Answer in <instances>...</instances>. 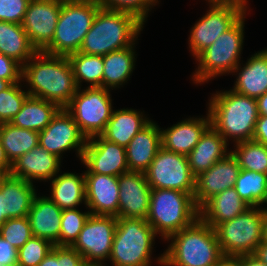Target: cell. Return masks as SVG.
Wrapping results in <instances>:
<instances>
[{
	"label": "cell",
	"instance_id": "42",
	"mask_svg": "<svg viewBox=\"0 0 267 266\" xmlns=\"http://www.w3.org/2000/svg\"><path fill=\"white\" fill-rule=\"evenodd\" d=\"M83 256L70 246H54L38 266H82Z\"/></svg>",
	"mask_w": 267,
	"mask_h": 266
},
{
	"label": "cell",
	"instance_id": "21",
	"mask_svg": "<svg viewBox=\"0 0 267 266\" xmlns=\"http://www.w3.org/2000/svg\"><path fill=\"white\" fill-rule=\"evenodd\" d=\"M161 146V130L150 122L125 147L129 171L144 173Z\"/></svg>",
	"mask_w": 267,
	"mask_h": 266
},
{
	"label": "cell",
	"instance_id": "57",
	"mask_svg": "<svg viewBox=\"0 0 267 266\" xmlns=\"http://www.w3.org/2000/svg\"><path fill=\"white\" fill-rule=\"evenodd\" d=\"M0 266H20L17 262H13V263H10V264H3V265H0Z\"/></svg>",
	"mask_w": 267,
	"mask_h": 266
},
{
	"label": "cell",
	"instance_id": "26",
	"mask_svg": "<svg viewBox=\"0 0 267 266\" xmlns=\"http://www.w3.org/2000/svg\"><path fill=\"white\" fill-rule=\"evenodd\" d=\"M0 190L4 192V213H7V220L28 216L36 195L33 183L9 174L1 179Z\"/></svg>",
	"mask_w": 267,
	"mask_h": 266
},
{
	"label": "cell",
	"instance_id": "24",
	"mask_svg": "<svg viewBox=\"0 0 267 266\" xmlns=\"http://www.w3.org/2000/svg\"><path fill=\"white\" fill-rule=\"evenodd\" d=\"M210 125L209 113L206 119L196 118L184 120L169 129L161 131L162 147L187 156Z\"/></svg>",
	"mask_w": 267,
	"mask_h": 266
},
{
	"label": "cell",
	"instance_id": "49",
	"mask_svg": "<svg viewBox=\"0 0 267 266\" xmlns=\"http://www.w3.org/2000/svg\"><path fill=\"white\" fill-rule=\"evenodd\" d=\"M253 254L267 265V243H261L258 245Z\"/></svg>",
	"mask_w": 267,
	"mask_h": 266
},
{
	"label": "cell",
	"instance_id": "10",
	"mask_svg": "<svg viewBox=\"0 0 267 266\" xmlns=\"http://www.w3.org/2000/svg\"><path fill=\"white\" fill-rule=\"evenodd\" d=\"M77 89L70 103L64 108L79 126L87 139L100 135L112 114L109 90L88 87L83 92Z\"/></svg>",
	"mask_w": 267,
	"mask_h": 266
},
{
	"label": "cell",
	"instance_id": "19",
	"mask_svg": "<svg viewBox=\"0 0 267 266\" xmlns=\"http://www.w3.org/2000/svg\"><path fill=\"white\" fill-rule=\"evenodd\" d=\"M85 204L93 215H111L118 218L119 177L85 173Z\"/></svg>",
	"mask_w": 267,
	"mask_h": 266
},
{
	"label": "cell",
	"instance_id": "45",
	"mask_svg": "<svg viewBox=\"0 0 267 266\" xmlns=\"http://www.w3.org/2000/svg\"><path fill=\"white\" fill-rule=\"evenodd\" d=\"M18 250L0 236V265L17 262Z\"/></svg>",
	"mask_w": 267,
	"mask_h": 266
},
{
	"label": "cell",
	"instance_id": "11",
	"mask_svg": "<svg viewBox=\"0 0 267 266\" xmlns=\"http://www.w3.org/2000/svg\"><path fill=\"white\" fill-rule=\"evenodd\" d=\"M144 174L151 189H173L194 196L196 178L185 155L161 146Z\"/></svg>",
	"mask_w": 267,
	"mask_h": 266
},
{
	"label": "cell",
	"instance_id": "50",
	"mask_svg": "<svg viewBox=\"0 0 267 266\" xmlns=\"http://www.w3.org/2000/svg\"><path fill=\"white\" fill-rule=\"evenodd\" d=\"M259 115L267 116V92L257 99Z\"/></svg>",
	"mask_w": 267,
	"mask_h": 266
},
{
	"label": "cell",
	"instance_id": "16",
	"mask_svg": "<svg viewBox=\"0 0 267 266\" xmlns=\"http://www.w3.org/2000/svg\"><path fill=\"white\" fill-rule=\"evenodd\" d=\"M96 137L97 140H95ZM82 162L88 168L85 173L119 177L129 171L125 147L109 142L100 135L87 140Z\"/></svg>",
	"mask_w": 267,
	"mask_h": 266
},
{
	"label": "cell",
	"instance_id": "34",
	"mask_svg": "<svg viewBox=\"0 0 267 266\" xmlns=\"http://www.w3.org/2000/svg\"><path fill=\"white\" fill-rule=\"evenodd\" d=\"M234 189L250 207L260 206L267 200V174L240 169Z\"/></svg>",
	"mask_w": 267,
	"mask_h": 266
},
{
	"label": "cell",
	"instance_id": "40",
	"mask_svg": "<svg viewBox=\"0 0 267 266\" xmlns=\"http://www.w3.org/2000/svg\"><path fill=\"white\" fill-rule=\"evenodd\" d=\"M0 236L17 250L33 237L27 216L10 218L0 227Z\"/></svg>",
	"mask_w": 267,
	"mask_h": 266
},
{
	"label": "cell",
	"instance_id": "5",
	"mask_svg": "<svg viewBox=\"0 0 267 266\" xmlns=\"http://www.w3.org/2000/svg\"><path fill=\"white\" fill-rule=\"evenodd\" d=\"M199 218V209L190 193L173 189H151L147 222L154 232L167 239Z\"/></svg>",
	"mask_w": 267,
	"mask_h": 266
},
{
	"label": "cell",
	"instance_id": "31",
	"mask_svg": "<svg viewBox=\"0 0 267 266\" xmlns=\"http://www.w3.org/2000/svg\"><path fill=\"white\" fill-rule=\"evenodd\" d=\"M60 209H75L82 200L86 202L85 176L64 173L52 180L50 198Z\"/></svg>",
	"mask_w": 267,
	"mask_h": 266
},
{
	"label": "cell",
	"instance_id": "7",
	"mask_svg": "<svg viewBox=\"0 0 267 266\" xmlns=\"http://www.w3.org/2000/svg\"><path fill=\"white\" fill-rule=\"evenodd\" d=\"M156 233L146 219L117 218L110 259L114 266H149Z\"/></svg>",
	"mask_w": 267,
	"mask_h": 266
},
{
	"label": "cell",
	"instance_id": "20",
	"mask_svg": "<svg viewBox=\"0 0 267 266\" xmlns=\"http://www.w3.org/2000/svg\"><path fill=\"white\" fill-rule=\"evenodd\" d=\"M60 158L37 145L12 163L10 175L32 183V179H52L59 171Z\"/></svg>",
	"mask_w": 267,
	"mask_h": 266
},
{
	"label": "cell",
	"instance_id": "46",
	"mask_svg": "<svg viewBox=\"0 0 267 266\" xmlns=\"http://www.w3.org/2000/svg\"><path fill=\"white\" fill-rule=\"evenodd\" d=\"M252 140L267 147V116L259 115V118L256 121Z\"/></svg>",
	"mask_w": 267,
	"mask_h": 266
},
{
	"label": "cell",
	"instance_id": "48",
	"mask_svg": "<svg viewBox=\"0 0 267 266\" xmlns=\"http://www.w3.org/2000/svg\"><path fill=\"white\" fill-rule=\"evenodd\" d=\"M12 164L9 162L5 150L0 141V171L4 175H9L11 171Z\"/></svg>",
	"mask_w": 267,
	"mask_h": 266
},
{
	"label": "cell",
	"instance_id": "4",
	"mask_svg": "<svg viewBox=\"0 0 267 266\" xmlns=\"http://www.w3.org/2000/svg\"><path fill=\"white\" fill-rule=\"evenodd\" d=\"M209 103L211 125L225 141L230 137L236 143L253 139L259 118L257 99L241 95L233 90L215 94Z\"/></svg>",
	"mask_w": 267,
	"mask_h": 266
},
{
	"label": "cell",
	"instance_id": "13",
	"mask_svg": "<svg viewBox=\"0 0 267 266\" xmlns=\"http://www.w3.org/2000/svg\"><path fill=\"white\" fill-rule=\"evenodd\" d=\"M116 226V216L90 214L71 247L85 262L102 264L101 260L110 258Z\"/></svg>",
	"mask_w": 267,
	"mask_h": 266
},
{
	"label": "cell",
	"instance_id": "59",
	"mask_svg": "<svg viewBox=\"0 0 267 266\" xmlns=\"http://www.w3.org/2000/svg\"><path fill=\"white\" fill-rule=\"evenodd\" d=\"M265 203H267V200H266V202H265ZM263 210H264V212H265V213H267V209H263Z\"/></svg>",
	"mask_w": 267,
	"mask_h": 266
},
{
	"label": "cell",
	"instance_id": "32",
	"mask_svg": "<svg viewBox=\"0 0 267 266\" xmlns=\"http://www.w3.org/2000/svg\"><path fill=\"white\" fill-rule=\"evenodd\" d=\"M0 141L12 164L21 155L39 145V132L19 128L11 123H2L0 125Z\"/></svg>",
	"mask_w": 267,
	"mask_h": 266
},
{
	"label": "cell",
	"instance_id": "51",
	"mask_svg": "<svg viewBox=\"0 0 267 266\" xmlns=\"http://www.w3.org/2000/svg\"><path fill=\"white\" fill-rule=\"evenodd\" d=\"M217 266H242L236 257H224Z\"/></svg>",
	"mask_w": 267,
	"mask_h": 266
},
{
	"label": "cell",
	"instance_id": "25",
	"mask_svg": "<svg viewBox=\"0 0 267 266\" xmlns=\"http://www.w3.org/2000/svg\"><path fill=\"white\" fill-rule=\"evenodd\" d=\"M249 207L234 187H230L209 199L199 209V217L215 228L218 224L237 217Z\"/></svg>",
	"mask_w": 267,
	"mask_h": 266
},
{
	"label": "cell",
	"instance_id": "53",
	"mask_svg": "<svg viewBox=\"0 0 267 266\" xmlns=\"http://www.w3.org/2000/svg\"><path fill=\"white\" fill-rule=\"evenodd\" d=\"M262 243H267V213L264 212Z\"/></svg>",
	"mask_w": 267,
	"mask_h": 266
},
{
	"label": "cell",
	"instance_id": "17",
	"mask_svg": "<svg viewBox=\"0 0 267 266\" xmlns=\"http://www.w3.org/2000/svg\"><path fill=\"white\" fill-rule=\"evenodd\" d=\"M240 166L237 158L228 153L195 179L194 203L200 209L213 196L234 187Z\"/></svg>",
	"mask_w": 267,
	"mask_h": 266
},
{
	"label": "cell",
	"instance_id": "30",
	"mask_svg": "<svg viewBox=\"0 0 267 266\" xmlns=\"http://www.w3.org/2000/svg\"><path fill=\"white\" fill-rule=\"evenodd\" d=\"M36 52L21 24L0 21V53L23 67Z\"/></svg>",
	"mask_w": 267,
	"mask_h": 266
},
{
	"label": "cell",
	"instance_id": "58",
	"mask_svg": "<svg viewBox=\"0 0 267 266\" xmlns=\"http://www.w3.org/2000/svg\"><path fill=\"white\" fill-rule=\"evenodd\" d=\"M5 175L0 171V181Z\"/></svg>",
	"mask_w": 267,
	"mask_h": 266
},
{
	"label": "cell",
	"instance_id": "6",
	"mask_svg": "<svg viewBox=\"0 0 267 266\" xmlns=\"http://www.w3.org/2000/svg\"><path fill=\"white\" fill-rule=\"evenodd\" d=\"M100 8L98 0H62L53 40L43 52L66 57L77 53Z\"/></svg>",
	"mask_w": 267,
	"mask_h": 266
},
{
	"label": "cell",
	"instance_id": "47",
	"mask_svg": "<svg viewBox=\"0 0 267 266\" xmlns=\"http://www.w3.org/2000/svg\"><path fill=\"white\" fill-rule=\"evenodd\" d=\"M242 266H267L261 260H259L254 254L241 255L236 257Z\"/></svg>",
	"mask_w": 267,
	"mask_h": 266
},
{
	"label": "cell",
	"instance_id": "1",
	"mask_svg": "<svg viewBox=\"0 0 267 266\" xmlns=\"http://www.w3.org/2000/svg\"><path fill=\"white\" fill-rule=\"evenodd\" d=\"M29 60L31 62L22 67V78L32 88L27 91L29 96L65 108L78 89L68 57L37 51Z\"/></svg>",
	"mask_w": 267,
	"mask_h": 266
},
{
	"label": "cell",
	"instance_id": "2",
	"mask_svg": "<svg viewBox=\"0 0 267 266\" xmlns=\"http://www.w3.org/2000/svg\"><path fill=\"white\" fill-rule=\"evenodd\" d=\"M168 239L174 240L158 260L165 266H217L224 258L215 229L200 217Z\"/></svg>",
	"mask_w": 267,
	"mask_h": 266
},
{
	"label": "cell",
	"instance_id": "8",
	"mask_svg": "<svg viewBox=\"0 0 267 266\" xmlns=\"http://www.w3.org/2000/svg\"><path fill=\"white\" fill-rule=\"evenodd\" d=\"M257 209L249 207L237 217L214 228L224 257L253 254L262 243L264 210Z\"/></svg>",
	"mask_w": 267,
	"mask_h": 266
},
{
	"label": "cell",
	"instance_id": "44",
	"mask_svg": "<svg viewBox=\"0 0 267 266\" xmlns=\"http://www.w3.org/2000/svg\"><path fill=\"white\" fill-rule=\"evenodd\" d=\"M0 78L19 83L22 79V66L15 60L0 53Z\"/></svg>",
	"mask_w": 267,
	"mask_h": 266
},
{
	"label": "cell",
	"instance_id": "41",
	"mask_svg": "<svg viewBox=\"0 0 267 266\" xmlns=\"http://www.w3.org/2000/svg\"><path fill=\"white\" fill-rule=\"evenodd\" d=\"M154 2L157 3L156 0H98L101 8L130 13L141 22H145L149 7L155 5Z\"/></svg>",
	"mask_w": 267,
	"mask_h": 266
},
{
	"label": "cell",
	"instance_id": "12",
	"mask_svg": "<svg viewBox=\"0 0 267 266\" xmlns=\"http://www.w3.org/2000/svg\"><path fill=\"white\" fill-rule=\"evenodd\" d=\"M209 3L211 5L209 12L194 25L190 32L189 44L196 57L246 11L245 5L237 1L210 0Z\"/></svg>",
	"mask_w": 267,
	"mask_h": 266
},
{
	"label": "cell",
	"instance_id": "52",
	"mask_svg": "<svg viewBox=\"0 0 267 266\" xmlns=\"http://www.w3.org/2000/svg\"><path fill=\"white\" fill-rule=\"evenodd\" d=\"M7 221V213H4V192L0 190V227Z\"/></svg>",
	"mask_w": 267,
	"mask_h": 266
},
{
	"label": "cell",
	"instance_id": "9",
	"mask_svg": "<svg viewBox=\"0 0 267 266\" xmlns=\"http://www.w3.org/2000/svg\"><path fill=\"white\" fill-rule=\"evenodd\" d=\"M244 14L208 48L196 58L199 69L194 74V81L201 83L219 74L234 72L239 69V55L243 43Z\"/></svg>",
	"mask_w": 267,
	"mask_h": 266
},
{
	"label": "cell",
	"instance_id": "33",
	"mask_svg": "<svg viewBox=\"0 0 267 266\" xmlns=\"http://www.w3.org/2000/svg\"><path fill=\"white\" fill-rule=\"evenodd\" d=\"M134 59L132 46L103 55L102 88L109 90L126 81L134 69Z\"/></svg>",
	"mask_w": 267,
	"mask_h": 266
},
{
	"label": "cell",
	"instance_id": "18",
	"mask_svg": "<svg viewBox=\"0 0 267 266\" xmlns=\"http://www.w3.org/2000/svg\"><path fill=\"white\" fill-rule=\"evenodd\" d=\"M151 188L145 174L128 171L119 176L118 217L146 219Z\"/></svg>",
	"mask_w": 267,
	"mask_h": 266
},
{
	"label": "cell",
	"instance_id": "35",
	"mask_svg": "<svg viewBox=\"0 0 267 266\" xmlns=\"http://www.w3.org/2000/svg\"><path fill=\"white\" fill-rule=\"evenodd\" d=\"M68 59L78 88L81 79L91 83L89 87H102L104 66L102 55H88L78 51L69 55Z\"/></svg>",
	"mask_w": 267,
	"mask_h": 266
},
{
	"label": "cell",
	"instance_id": "28",
	"mask_svg": "<svg viewBox=\"0 0 267 266\" xmlns=\"http://www.w3.org/2000/svg\"><path fill=\"white\" fill-rule=\"evenodd\" d=\"M233 91L254 99L267 92V49L248 60L239 73Z\"/></svg>",
	"mask_w": 267,
	"mask_h": 266
},
{
	"label": "cell",
	"instance_id": "23",
	"mask_svg": "<svg viewBox=\"0 0 267 266\" xmlns=\"http://www.w3.org/2000/svg\"><path fill=\"white\" fill-rule=\"evenodd\" d=\"M227 142L222 135L210 125L202 134L199 142L187 155L188 164L192 175L196 178L201 173L208 170L216 162L224 158Z\"/></svg>",
	"mask_w": 267,
	"mask_h": 266
},
{
	"label": "cell",
	"instance_id": "15",
	"mask_svg": "<svg viewBox=\"0 0 267 266\" xmlns=\"http://www.w3.org/2000/svg\"><path fill=\"white\" fill-rule=\"evenodd\" d=\"M87 140L73 117L64 108H61L50 124L39 132V145L59 158L63 151L77 148L82 160Z\"/></svg>",
	"mask_w": 267,
	"mask_h": 266
},
{
	"label": "cell",
	"instance_id": "38",
	"mask_svg": "<svg viewBox=\"0 0 267 266\" xmlns=\"http://www.w3.org/2000/svg\"><path fill=\"white\" fill-rule=\"evenodd\" d=\"M55 245L44 238H30L17 252V263L20 266H38Z\"/></svg>",
	"mask_w": 267,
	"mask_h": 266
},
{
	"label": "cell",
	"instance_id": "14",
	"mask_svg": "<svg viewBox=\"0 0 267 266\" xmlns=\"http://www.w3.org/2000/svg\"><path fill=\"white\" fill-rule=\"evenodd\" d=\"M62 0H30L22 27L37 51H44L52 42Z\"/></svg>",
	"mask_w": 267,
	"mask_h": 266
},
{
	"label": "cell",
	"instance_id": "27",
	"mask_svg": "<svg viewBox=\"0 0 267 266\" xmlns=\"http://www.w3.org/2000/svg\"><path fill=\"white\" fill-rule=\"evenodd\" d=\"M142 117L133 109L112 111L111 118L100 136L109 142L126 147L133 137L151 122Z\"/></svg>",
	"mask_w": 267,
	"mask_h": 266
},
{
	"label": "cell",
	"instance_id": "22",
	"mask_svg": "<svg viewBox=\"0 0 267 266\" xmlns=\"http://www.w3.org/2000/svg\"><path fill=\"white\" fill-rule=\"evenodd\" d=\"M62 211L50 197L35 195L27 216L33 237L47 239L59 246Z\"/></svg>",
	"mask_w": 267,
	"mask_h": 266
},
{
	"label": "cell",
	"instance_id": "3",
	"mask_svg": "<svg viewBox=\"0 0 267 266\" xmlns=\"http://www.w3.org/2000/svg\"><path fill=\"white\" fill-rule=\"evenodd\" d=\"M143 24L130 13L100 8L79 52L103 56L132 46Z\"/></svg>",
	"mask_w": 267,
	"mask_h": 266
},
{
	"label": "cell",
	"instance_id": "56",
	"mask_svg": "<svg viewBox=\"0 0 267 266\" xmlns=\"http://www.w3.org/2000/svg\"><path fill=\"white\" fill-rule=\"evenodd\" d=\"M208 1H210V0H208ZM221 1H237V2H240V3L244 4V5H246V0H221Z\"/></svg>",
	"mask_w": 267,
	"mask_h": 266
},
{
	"label": "cell",
	"instance_id": "36",
	"mask_svg": "<svg viewBox=\"0 0 267 266\" xmlns=\"http://www.w3.org/2000/svg\"><path fill=\"white\" fill-rule=\"evenodd\" d=\"M231 151L237 158L240 169L267 174V147L254 140L236 143Z\"/></svg>",
	"mask_w": 267,
	"mask_h": 266
},
{
	"label": "cell",
	"instance_id": "29",
	"mask_svg": "<svg viewBox=\"0 0 267 266\" xmlns=\"http://www.w3.org/2000/svg\"><path fill=\"white\" fill-rule=\"evenodd\" d=\"M60 109L53 102L28 96L10 123L19 128L40 132L50 124Z\"/></svg>",
	"mask_w": 267,
	"mask_h": 266
},
{
	"label": "cell",
	"instance_id": "39",
	"mask_svg": "<svg viewBox=\"0 0 267 266\" xmlns=\"http://www.w3.org/2000/svg\"><path fill=\"white\" fill-rule=\"evenodd\" d=\"M29 96L28 92L21 90L18 83L12 84L0 92V124L10 123L12 118L21 110Z\"/></svg>",
	"mask_w": 267,
	"mask_h": 266
},
{
	"label": "cell",
	"instance_id": "37",
	"mask_svg": "<svg viewBox=\"0 0 267 266\" xmlns=\"http://www.w3.org/2000/svg\"><path fill=\"white\" fill-rule=\"evenodd\" d=\"M90 212L81 213L75 209H64L60 222L59 246H72L84 227Z\"/></svg>",
	"mask_w": 267,
	"mask_h": 266
},
{
	"label": "cell",
	"instance_id": "43",
	"mask_svg": "<svg viewBox=\"0 0 267 266\" xmlns=\"http://www.w3.org/2000/svg\"><path fill=\"white\" fill-rule=\"evenodd\" d=\"M30 0H0V21L22 24Z\"/></svg>",
	"mask_w": 267,
	"mask_h": 266
},
{
	"label": "cell",
	"instance_id": "55",
	"mask_svg": "<svg viewBox=\"0 0 267 266\" xmlns=\"http://www.w3.org/2000/svg\"><path fill=\"white\" fill-rule=\"evenodd\" d=\"M82 266H103L99 263H88V262H84V264Z\"/></svg>",
	"mask_w": 267,
	"mask_h": 266
},
{
	"label": "cell",
	"instance_id": "54",
	"mask_svg": "<svg viewBox=\"0 0 267 266\" xmlns=\"http://www.w3.org/2000/svg\"><path fill=\"white\" fill-rule=\"evenodd\" d=\"M11 85H12V83L10 81H7V80L0 78V92L3 90H6Z\"/></svg>",
	"mask_w": 267,
	"mask_h": 266
}]
</instances>
